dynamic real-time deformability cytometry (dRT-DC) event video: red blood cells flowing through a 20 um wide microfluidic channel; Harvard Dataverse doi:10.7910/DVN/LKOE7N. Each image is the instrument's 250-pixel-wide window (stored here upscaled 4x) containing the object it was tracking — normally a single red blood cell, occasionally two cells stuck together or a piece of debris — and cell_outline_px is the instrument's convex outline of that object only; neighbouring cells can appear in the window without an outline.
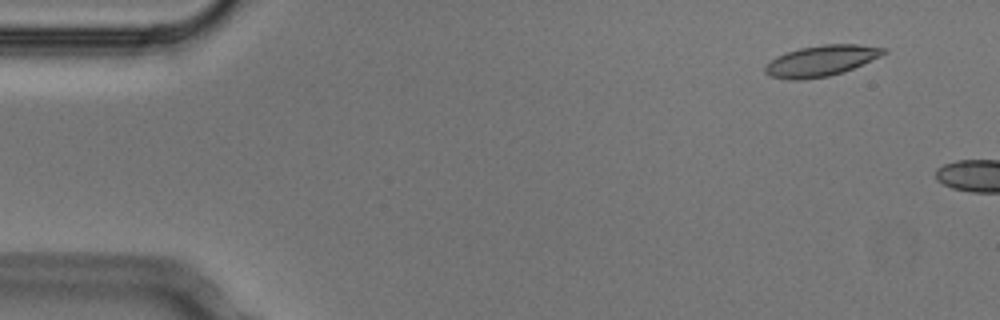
{"species": "Egyptian fruit bat (a non-hibernating species)", "species_latin": "Rousettus aegyptiacus", "temperature_condition": "cold", "stored_images_in_passage": 3, "camera_frame_rate_fps": 3000, "um_per_image_px": 0.085, "animal": {"sex": "male"}, "frame": {"image": 1, "passage_image": 2, "time_ms": 0.333, "image_size_px": [1000, 320], "cell_outline_px": [[888, 52], [880, 56], [844, 72], [828, 76], [800, 80], [792, 80], [772, 76], [764, 72], [764, 68], [776, 56], [800, 48], [824, 44], [856, 44], [888, 48]], "centroid_in_image_um": [69.83, 5.16], "position_along_channel_um": 15.2, "area_um2": 21.1}}